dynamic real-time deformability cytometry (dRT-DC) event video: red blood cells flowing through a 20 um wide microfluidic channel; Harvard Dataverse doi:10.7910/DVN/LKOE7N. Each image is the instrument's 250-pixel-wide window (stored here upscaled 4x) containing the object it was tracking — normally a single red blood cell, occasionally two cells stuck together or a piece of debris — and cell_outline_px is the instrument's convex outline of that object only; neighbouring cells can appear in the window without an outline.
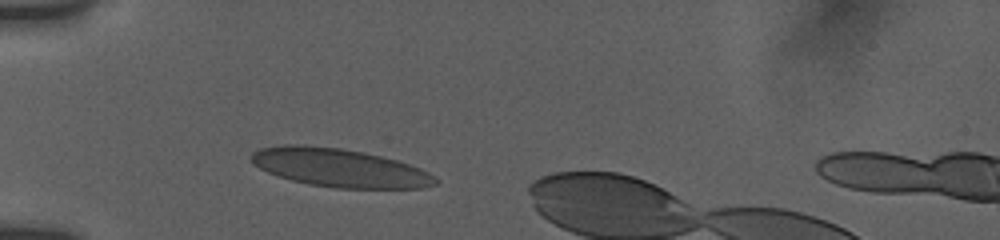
{"species": "human", "species_latin": "Homo sapiens", "temperature_condition": "room temperature", "stored_images_in_passage": 6, "camera_frame_rate_fps": 3000, "um_per_image_px": 0.085, "donor": {"sex": "female"}, "frame": {"image": 1, "passage_image": 2, "time_ms": 0.667, "image_size_px": [1000, 240], "cell_outline_px": [[440, 180], [436, 184], [424, 188], [336, 188], [308, 184], [292, 180], [268, 172], [260, 168], [248, 156], [252, 152], [260, 148], [284, 144], [304, 144], [340, 148], [364, 152], [396, 160], [420, 168], [436, 176]], "centroid_in_image_um": [28.87, 14.25], "position_along_channel_um": 56.1, "area_um2": 41.21}}
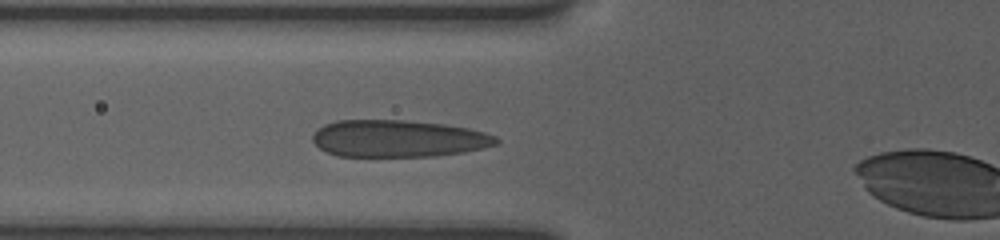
{"frame": {"image": 2, "passage_image": 5, "time_ms": 2.0, "image_size_px": [1000, 240], "cell_outline_px": [[500, 144], [484, 148], [464, 152], [436, 156], [336, 156], [324, 152], [312, 140], [312, 136], [324, 124], [336, 120], [404, 120], [444, 124], [468, 128], [484, 132], [496, 136], [500, 140]], "centroid_in_image_um": [33.88, 11.78], "position_along_channel_um": 91.9, "area_um2": 39.88}}